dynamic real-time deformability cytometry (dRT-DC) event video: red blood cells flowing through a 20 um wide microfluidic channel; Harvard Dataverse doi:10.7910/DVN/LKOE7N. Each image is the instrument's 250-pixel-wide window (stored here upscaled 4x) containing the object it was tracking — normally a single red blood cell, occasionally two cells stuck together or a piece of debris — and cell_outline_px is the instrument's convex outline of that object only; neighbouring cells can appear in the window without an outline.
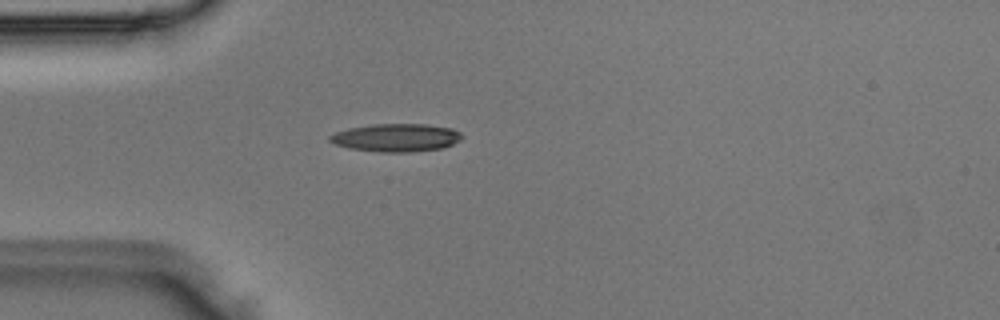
{"species": "Egyptian fruit bat (a non-hibernating species)", "species_latin": "Rousettus aegyptiacus", "temperature_condition": "room temperature", "stored_images_in_passage": 1, "camera_frame_rate_fps": 3000, "um_per_image_px": 0.085, "animal": {"sex": "male"}, "frame": {"image": 1, "passage_image": 1, "time_ms": 0.0, "image_size_px": [1000, 320], "cell_outline_px": [[464, 136], [460, 140], [444, 148], [408, 152], [380, 152], [348, 148], [336, 144], [328, 140], [328, 136], [336, 132], [348, 128], [372, 124], [424, 124], [452, 128], [460, 132]], "centroid_in_image_um": [33.68, 11.7], "position_along_channel_um": 51.3, "area_um2": 21.62}}